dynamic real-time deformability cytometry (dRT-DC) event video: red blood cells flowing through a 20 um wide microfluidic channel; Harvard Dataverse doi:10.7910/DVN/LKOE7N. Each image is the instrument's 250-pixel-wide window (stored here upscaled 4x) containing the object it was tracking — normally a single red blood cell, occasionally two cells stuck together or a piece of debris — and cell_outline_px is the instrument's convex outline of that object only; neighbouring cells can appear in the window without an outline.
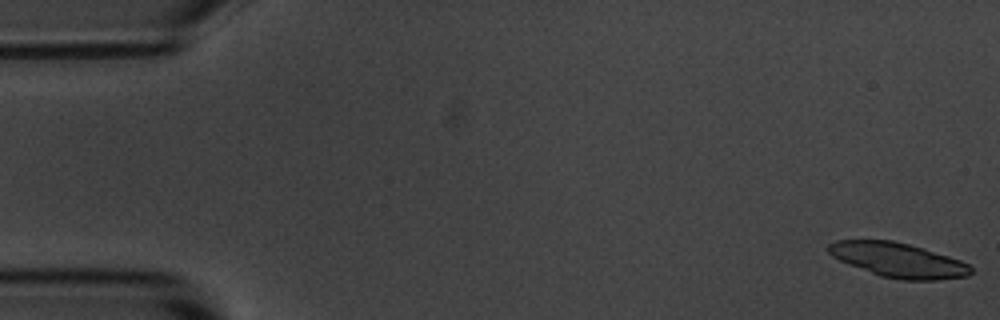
{"species": "common noctule bat (a hibernating species)", "species_latin": "Nyctalus noctula", "temperature_condition": "room temperature", "stored_images_in_passage": 6, "camera_frame_rate_fps": 3000, "um_per_image_px": 0.085, "animal": {"sex": "male", "body_mass_g": 20.1, "forearm_length_mm": 53.5}, "frame": {"image": 1, "passage_image": 1, "time_ms": 0.0, "image_size_px": [1000, 320], "cell_outline_px": [[972, 272], [968, 276], [936, 280], [900, 280], [880, 276], [848, 264], [832, 256], [828, 252], [828, 244], [836, 240], [892, 240], [924, 248], [960, 260], [968, 264], [972, 268]], "centroid_in_image_um": [76.34, 22.11], "position_along_channel_um": 8.7, "area_um2": 28.61}}
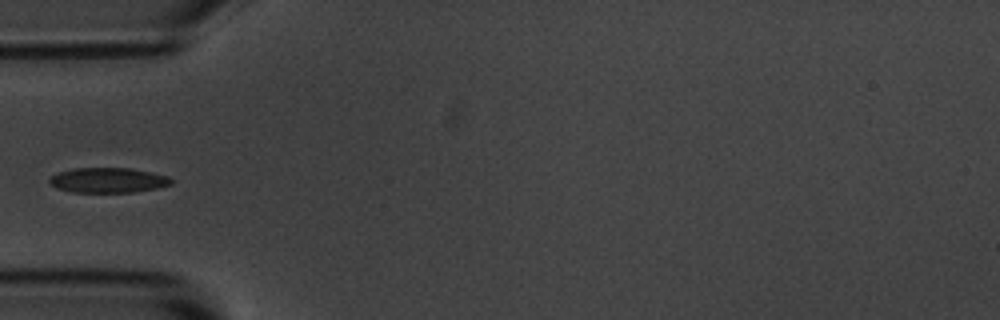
{"frame": {"image": 2, "passage_image": 6, "time_ms": 5.667, "image_size_px": [1000, 320], "cell_outline_px": [[172, 184], [156, 188], [132, 192], [72, 192], [56, 188], [48, 180], [52, 176], [60, 172], [72, 168], [132, 168], [168, 176], [172, 180]], "centroid_in_image_um": [9.19, 15.31], "position_along_channel_um": 75.8, "area_um2": 17.63}}